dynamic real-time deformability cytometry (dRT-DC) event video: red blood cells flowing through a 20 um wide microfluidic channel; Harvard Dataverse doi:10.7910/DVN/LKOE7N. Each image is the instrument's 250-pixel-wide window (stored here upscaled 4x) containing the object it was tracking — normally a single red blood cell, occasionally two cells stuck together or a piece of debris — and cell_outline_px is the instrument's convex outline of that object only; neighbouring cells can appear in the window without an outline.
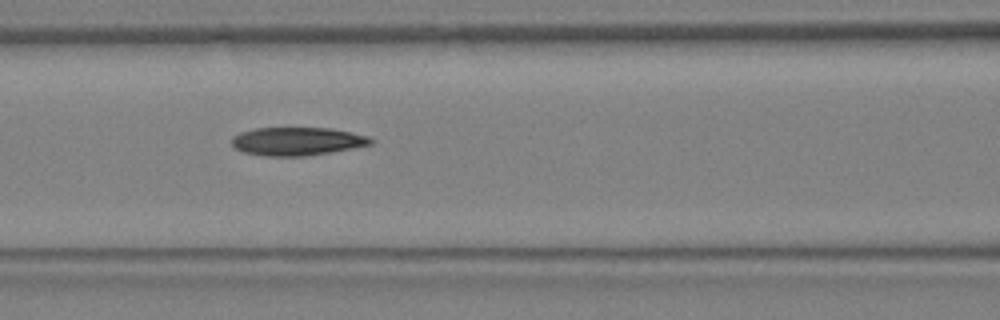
{"species": "Egyptian fruit bat (a non-hibernating species)", "species_latin": "Rousettus aegyptiacus", "temperature_condition": "warm", "stored_images_in_passage": 12, "camera_frame_rate_fps": 3000, "um_per_image_px": 0.085, "animal": {"sex": "female"}, "frame": {"image": 1, "passage_image": 7, "time_ms": 2.0, "image_size_px": [1000, 320], "cell_outline_px": [[376, 140], [372, 144], [332, 152], [304, 156], [268, 156], [244, 152], [236, 148], [232, 144], [232, 136], [240, 132], [256, 128], [332, 128], [368, 136]], "centroid_in_image_um": [25.28, 12.01], "position_along_channel_um": 141.3, "area_um2": 22.83}}
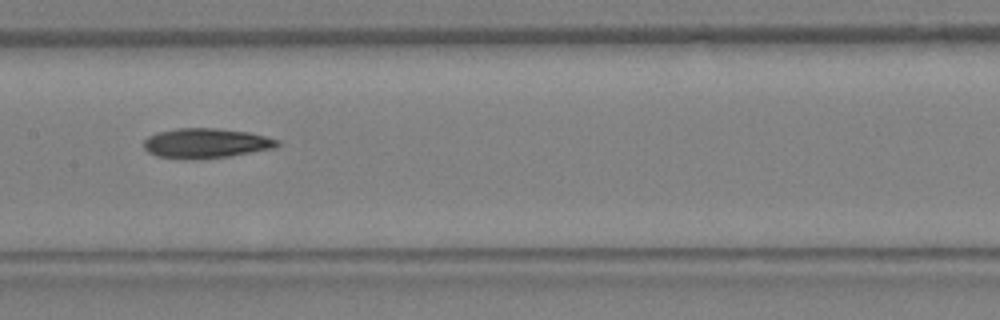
{"frame": {"image": 2, "passage_image": 9, "time_ms": 2.667, "image_size_px": [1000, 320], "cell_outline_px": [[280, 144], [276, 148], [228, 156], [192, 160], [156, 156], [148, 152], [144, 148], [144, 140], [148, 136], [156, 132], [176, 128], [216, 128], [248, 132], [280, 140]], "centroid_in_image_um": [17.49, 12.17], "position_along_channel_um": 189.9, "area_um2": 23.35}}
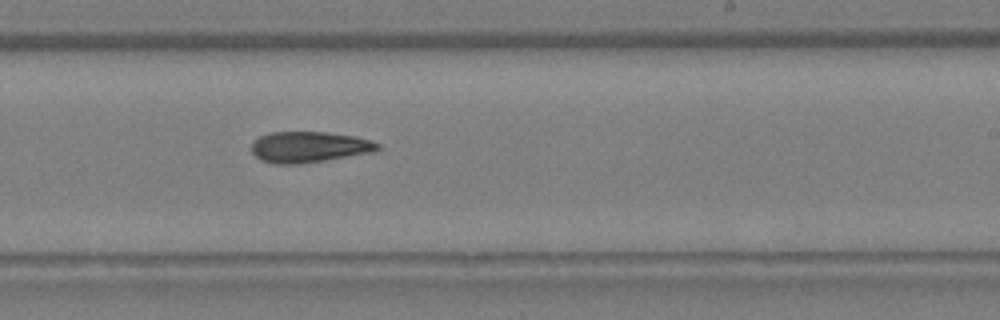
{"frame": {"image": 3, "passage_image": 12, "time_ms": 3.667, "image_size_px": [1000, 320], "cell_outline_px": [[380, 148], [372, 152], [324, 160], [296, 164], [276, 164], [260, 160], [252, 152], [252, 140], [260, 136], [272, 132], [324, 132], [356, 136], [372, 140], [380, 144]], "centroid_in_image_um": [26.26, 12.49], "position_along_channel_um": 262.7, "area_um2": 22.66}}